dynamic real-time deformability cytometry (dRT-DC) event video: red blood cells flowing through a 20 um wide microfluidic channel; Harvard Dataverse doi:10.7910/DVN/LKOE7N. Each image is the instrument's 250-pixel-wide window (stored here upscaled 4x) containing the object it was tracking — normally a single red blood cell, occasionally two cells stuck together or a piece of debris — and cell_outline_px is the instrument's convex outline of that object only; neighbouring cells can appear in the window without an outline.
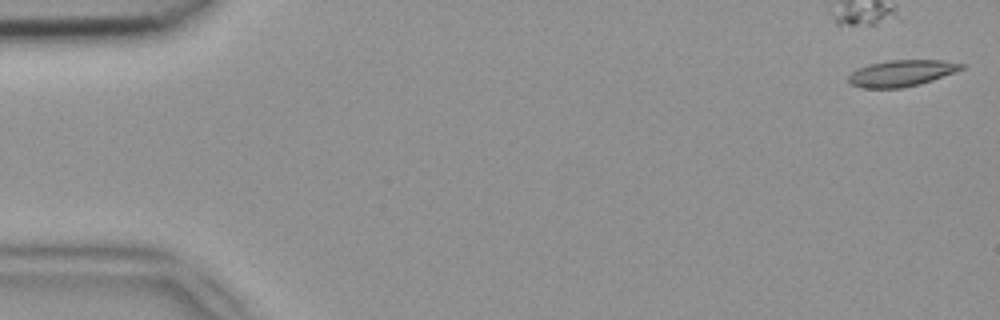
{"species": "common noctule bat (a hibernating species)", "species_latin": "Nyctalus noctula", "temperature_condition": "room temperature", "stored_images_in_passage": 49, "segment_of_instrument_passage": [1, 2], "camera_frame_rate_fps": 3000, "um_per_image_px": 0.085, "animal": {"sex": "female", "body_mass_g": 18.4}, "frame": {"image": 1, "passage_image": 1, "time_ms": 0.0, "image_size_px": [1000, 320], "cell_outline_px": [[964, 68], [932, 80], [920, 84], [900, 88], [860, 88], [852, 84], [848, 80], [848, 76], [856, 68], [868, 64], [888, 60], [940, 60], [964, 64]], "centroid_in_image_um": [76.58, 6.22], "position_along_channel_um": 8.4, "area_um2": 17.28}}